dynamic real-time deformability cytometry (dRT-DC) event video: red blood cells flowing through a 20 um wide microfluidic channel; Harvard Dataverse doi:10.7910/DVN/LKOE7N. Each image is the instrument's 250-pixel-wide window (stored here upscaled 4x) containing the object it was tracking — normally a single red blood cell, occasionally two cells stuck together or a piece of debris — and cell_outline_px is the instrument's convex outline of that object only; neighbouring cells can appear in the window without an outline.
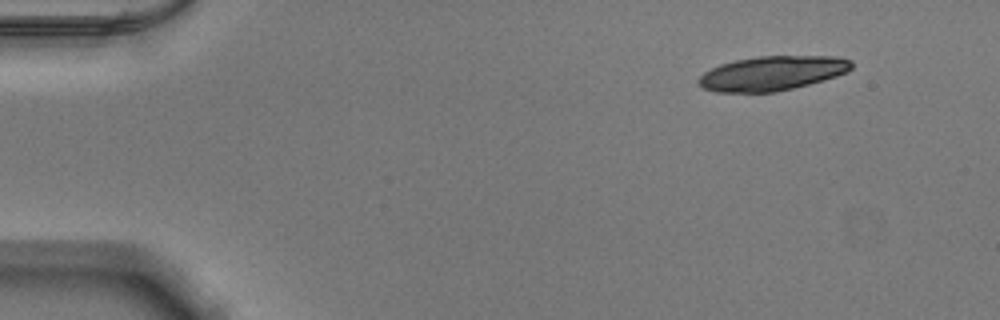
{"species": "Egyptian fruit bat (a non-hibernating species)", "species_latin": "Rousettus aegyptiacus", "temperature_condition": "warm", "stored_images_in_passage": 25, "camera_frame_rate_fps": 3000, "um_per_image_px": 0.085, "animal": {"sex": "male"}, "frame": {"image": 1, "passage_image": 1, "time_ms": 0.0, "image_size_px": [1000, 320], "cell_outline_px": [[852, 68], [848, 72], [824, 80], [776, 92], [716, 92], [704, 88], [696, 80], [704, 72], [720, 64], [736, 60], [760, 56], [836, 56], [852, 60]], "centroid_in_image_um": [65.65, 6.22], "position_along_channel_um": 19.3, "area_um2": 30.63}}